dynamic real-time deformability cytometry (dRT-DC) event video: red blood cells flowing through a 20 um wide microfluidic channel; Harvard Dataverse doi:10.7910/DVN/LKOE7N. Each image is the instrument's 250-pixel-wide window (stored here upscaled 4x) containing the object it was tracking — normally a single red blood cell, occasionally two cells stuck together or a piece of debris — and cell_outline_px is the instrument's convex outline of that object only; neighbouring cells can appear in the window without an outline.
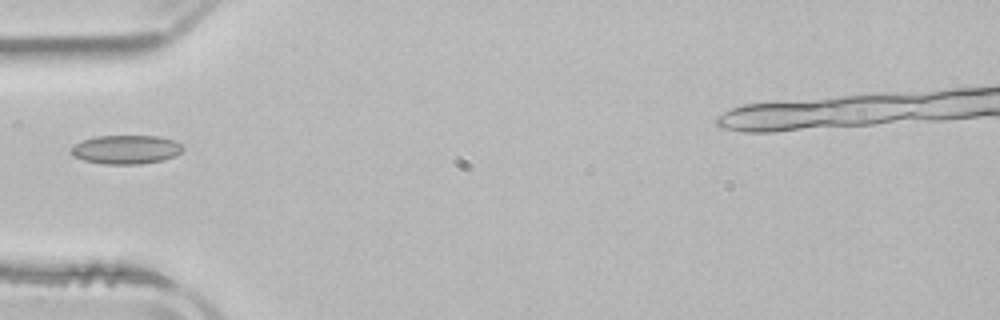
{"species": "common noctule bat (a hibernating species)", "species_latin": "Nyctalus noctula", "temperature_condition": "room temperature", "stored_images_in_passage": 2, "camera_frame_rate_fps": 3000, "um_per_image_px": 0.085, "animal": {"sex": "male", "body_mass_g": 21.5, "forearm_length_mm": 52.0}, "frame": {"image": 1, "passage_image": 2, "time_ms": 1.667, "image_size_px": [1000, 320], "cell_outline_px": [[184, 148], [176, 156], [164, 160], [140, 164], [104, 164], [84, 160], [72, 156], [68, 152], [68, 148], [84, 140], [96, 136], [156, 136], [172, 140], [180, 144]], "centroid_in_image_um": [10.67, 12.72], "position_along_channel_um": 74.3, "area_um2": 18.84}}